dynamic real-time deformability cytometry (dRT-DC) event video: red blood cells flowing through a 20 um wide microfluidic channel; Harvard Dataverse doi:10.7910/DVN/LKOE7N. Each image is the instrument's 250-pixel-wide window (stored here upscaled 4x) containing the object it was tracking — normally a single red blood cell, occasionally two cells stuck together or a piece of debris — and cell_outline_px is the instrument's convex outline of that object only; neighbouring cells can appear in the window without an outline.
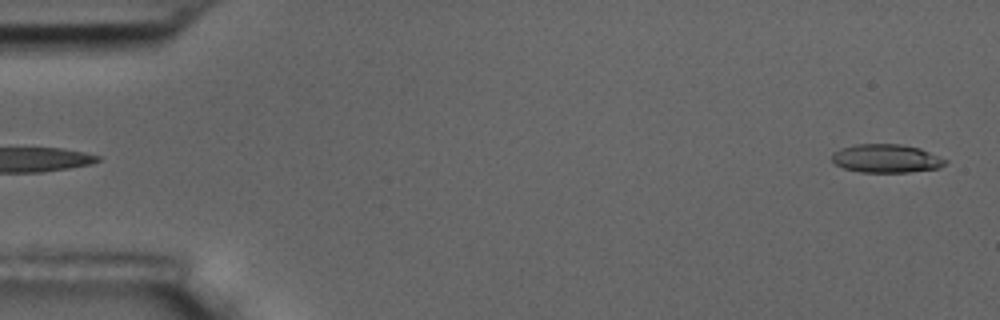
{"species": "common noctule bat (a hibernating species)", "species_latin": "Nyctalus noctula", "temperature_condition": "room temperature", "stored_images_in_passage": 6, "camera_frame_rate_fps": 3000, "um_per_image_px": 0.085, "animal": {"sex": "male", "body_mass_g": 17.5, "forearm_length_mm": 52.3}, "frame": {"image": 1, "passage_image": 6, "time_ms": 6.0, "image_size_px": [1000, 320], "cell_outline_px": [[948, 160], [940, 168], [908, 172], [860, 172], [844, 168], [836, 164], [832, 160], [832, 152], [840, 148], [856, 144], [900, 144], [920, 148]], "centroid_in_image_um": [75.32, 13.47], "position_along_channel_um": 9.7, "area_um2": 18.79}}